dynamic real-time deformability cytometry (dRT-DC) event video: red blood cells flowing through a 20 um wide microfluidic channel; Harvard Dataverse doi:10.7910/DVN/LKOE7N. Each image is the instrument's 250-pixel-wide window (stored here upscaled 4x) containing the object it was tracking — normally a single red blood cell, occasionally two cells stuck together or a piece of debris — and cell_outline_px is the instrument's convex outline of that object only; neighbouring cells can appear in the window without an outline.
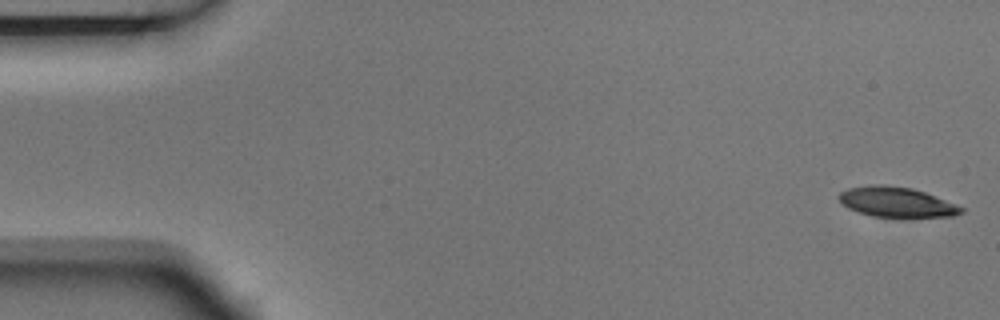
{"species": "Egyptian fruit bat (a non-hibernating species)", "species_latin": "Rousettus aegyptiacus", "temperature_condition": "room temperature", "stored_images_in_passage": 4, "camera_frame_rate_fps": 3000, "um_per_image_px": 0.085, "animal": {"sex": "male"}, "frame": {"image": 1, "passage_image": 1, "time_ms": 0.0, "image_size_px": [1000, 320], "cell_outline_px": [[964, 212], [952, 216], [900, 220], [896, 220], [872, 216], [848, 208], [836, 196], [840, 192], [848, 188], [872, 184], [884, 184], [912, 188], [924, 192], [956, 204], [964, 208]], "centroid_in_image_um": [76.23, 17.22], "position_along_channel_um": 8.8, "area_um2": 22.31}}
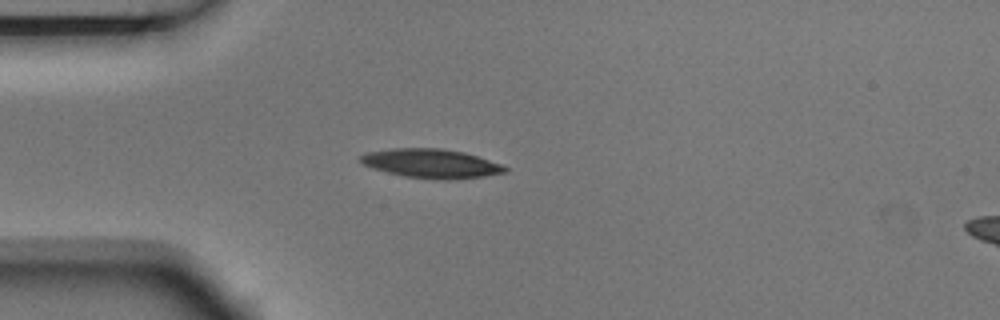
{"frame": {"image": 2, "passage_image": 4, "time_ms": 1.0, "image_size_px": [1000, 320], "cell_outline_px": [[508, 172], [484, 176], [448, 180], [444, 180], [404, 176], [372, 168], [364, 164], [360, 160], [360, 156], [368, 152], [392, 148], [440, 148], [464, 152], [500, 164], [508, 168]], "centroid_in_image_um": [36.66, 13.89], "position_along_channel_um": 48.3, "area_um2": 24.22}}